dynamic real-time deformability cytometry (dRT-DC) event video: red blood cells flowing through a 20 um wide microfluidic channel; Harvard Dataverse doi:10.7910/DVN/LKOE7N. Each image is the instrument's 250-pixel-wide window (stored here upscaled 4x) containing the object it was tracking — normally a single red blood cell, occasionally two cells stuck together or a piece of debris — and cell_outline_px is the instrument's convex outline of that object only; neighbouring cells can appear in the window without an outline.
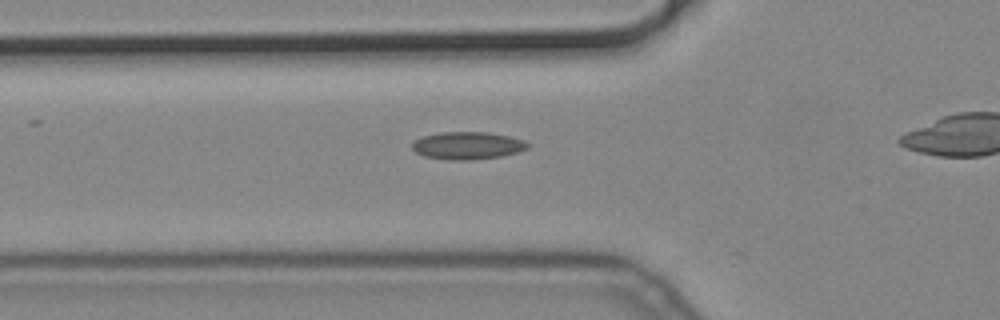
{"species": "common noctule bat (a hibernating species)", "species_latin": "Nyctalus noctula", "temperature_condition": "cold", "stored_images_in_passage": 24, "camera_frame_rate_fps": 3000, "um_per_image_px": 0.085, "animal": {"sex": "male", "body_mass_g": 19.2, "forearm_length_mm": 51.8}, "frame": {"image": 1, "passage_image": 2, "time_ms": 0.333, "image_size_px": [1000, 320], "cell_outline_px": [[528, 148], [516, 152], [500, 156], [472, 160], [448, 160], [424, 156], [416, 152], [412, 148], [412, 144], [416, 140], [424, 136], [440, 132], [488, 132], [508, 136], [524, 140], [528, 144]], "centroid_in_image_um": [39.73, 12.37], "position_along_channel_um": 86.1, "area_um2": 18.38}}
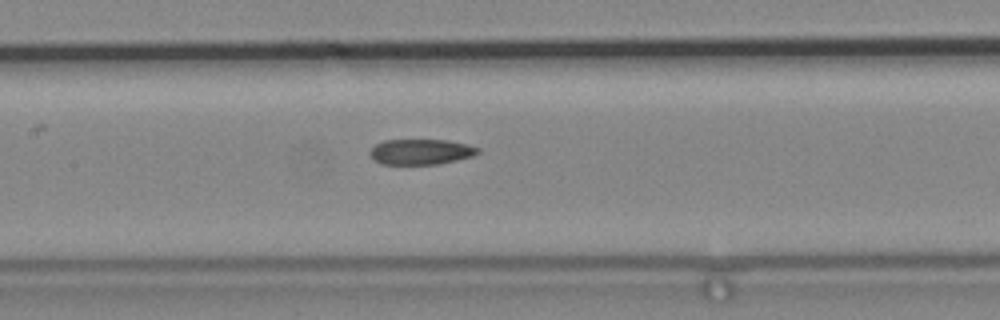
{"frame": {"image": 2, "passage_image": 9, "time_ms": 2.667, "image_size_px": [1000, 320], "cell_outline_px": [[480, 152], [472, 156], [440, 164], [380, 164], [368, 152], [376, 144], [384, 140], [448, 140], [468, 144], [480, 148]], "centroid_in_image_um": [35.8, 12.9], "position_along_channel_um": 171.6, "area_um2": 16.01}}
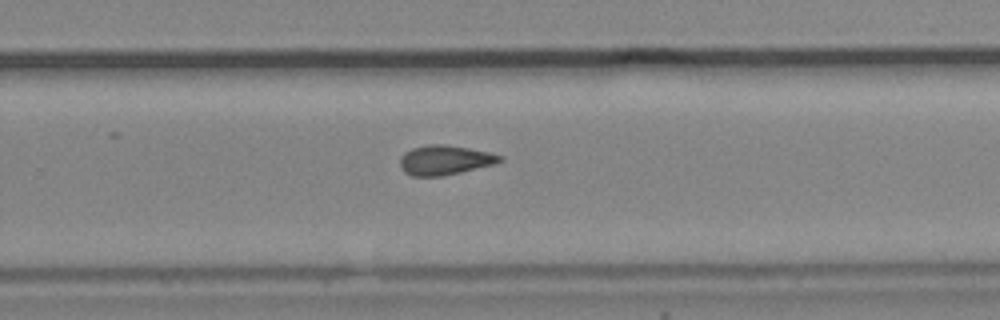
{"frame": {"image": 3, "passage_image": 19, "time_ms": 6.0, "image_size_px": [1000, 320], "cell_outline_px": [[504, 160], [496, 164], [444, 176], [412, 176], [404, 172], [400, 168], [400, 156], [404, 152], [412, 148], [428, 144], [444, 144], [468, 148], [488, 152], [504, 156]], "centroid_in_image_um": [37.81, 13.61], "position_along_channel_um": 292.0, "area_um2": 17.46}}